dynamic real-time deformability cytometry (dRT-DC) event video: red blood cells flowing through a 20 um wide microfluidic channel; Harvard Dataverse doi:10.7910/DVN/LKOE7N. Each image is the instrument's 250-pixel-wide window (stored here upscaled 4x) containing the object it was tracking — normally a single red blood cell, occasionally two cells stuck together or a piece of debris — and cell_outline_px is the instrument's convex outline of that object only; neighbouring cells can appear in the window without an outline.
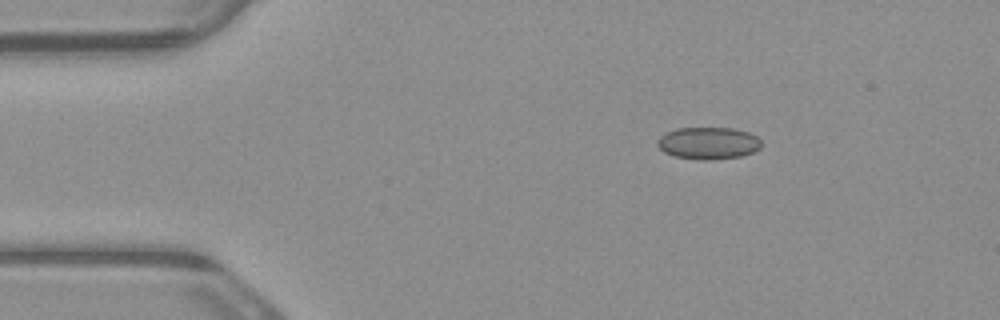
{"species": "common noctule bat (a hibernating species)", "species_latin": "Nyctalus noctula", "temperature_condition": "warm", "stored_images_in_passage": 3, "camera_frame_rate_fps": 3000, "um_per_image_px": 0.085, "animal": {"sex": "male", "body_mass_g": 23.1, "forearm_length_mm": 52.7}, "frame": {"image": 1, "passage_image": 1, "time_ms": 0.0, "image_size_px": [1000, 320], "cell_outline_px": [[760, 148], [752, 152], [740, 156], [704, 160], [700, 160], [676, 156], [664, 152], [656, 144], [656, 140], [660, 136], [676, 128], [732, 128], [748, 132], [756, 136], [760, 140]], "centroid_in_image_um": [60.18, 12.16], "position_along_channel_um": 24.8, "area_um2": 19.25}}